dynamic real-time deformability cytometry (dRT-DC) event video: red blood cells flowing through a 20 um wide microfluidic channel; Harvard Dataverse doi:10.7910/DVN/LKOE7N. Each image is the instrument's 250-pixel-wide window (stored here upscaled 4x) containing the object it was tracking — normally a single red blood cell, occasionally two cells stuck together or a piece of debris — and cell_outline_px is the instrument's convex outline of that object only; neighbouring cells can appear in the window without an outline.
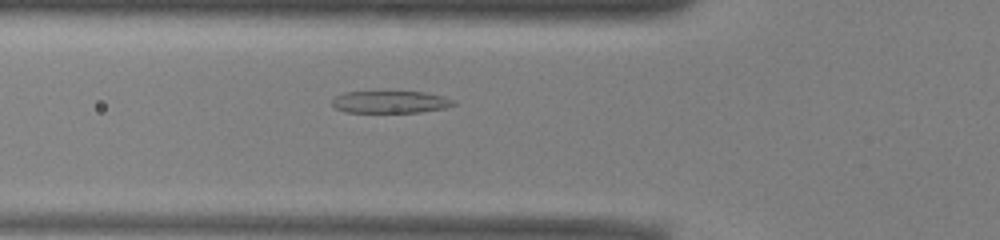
{"species": "common noctule bat (a hibernating species)", "species_latin": "Nyctalus noctula", "temperature_condition": "warm", "stored_images_in_passage": 36, "camera_frame_rate_fps": 3000, "um_per_image_px": 0.085, "animal": {"sex": "male", "body_mass_g": 13.0, "forearm_length_mm": 53.1}, "frame": {"image": 1, "passage_image": 8, "time_ms": 2.333, "image_size_px": [1000, 240], "cell_outline_px": [[456, 104], [444, 108], [420, 112], [344, 112], [336, 108], [332, 104], [332, 100], [336, 96], [344, 92], [424, 92], [444, 96], [456, 100]], "centroid_in_image_um": [33.21, 8.67], "position_along_channel_um": 92.6, "area_um2": 15.66}}
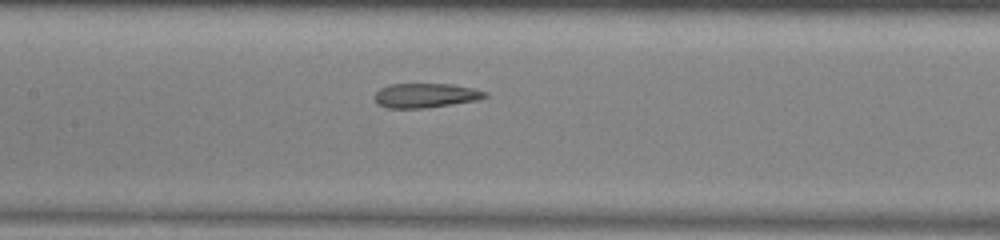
{"frame": {"image": 2, "passage_image": 14, "time_ms": 4.333, "image_size_px": [1000, 240], "cell_outline_px": [[488, 96], [476, 100], [452, 104], [424, 108], [388, 108], [376, 104], [376, 92], [380, 88], [388, 84], [452, 84], [472, 88], [488, 92]], "centroid_in_image_um": [36.17, 8.11], "position_along_channel_um": 171.2, "area_um2": 15.66}}
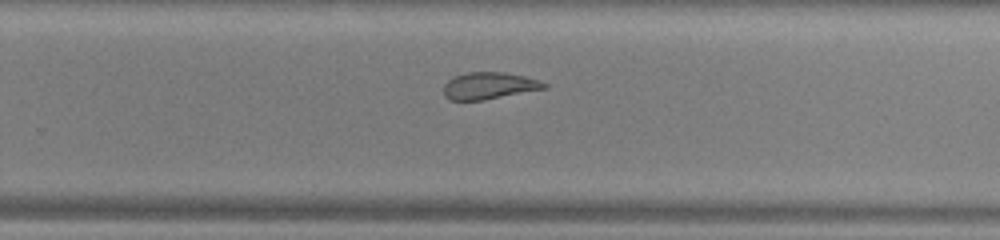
{"frame": {"image": 3, "passage_image": 23, "time_ms": 7.333, "image_size_px": [1000, 240], "cell_outline_px": [[548, 88], [484, 100], [448, 100], [444, 96], [444, 84], [448, 80], [456, 76], [468, 72], [504, 72], [524, 76], [540, 80], [548, 84]], "centroid_in_image_um": [41.59, 7.29], "position_along_channel_um": 288.2, "area_um2": 15.84}, "authors_computed_cell_mechanics": {"area_um2": 16.8487, "velocity_mm_per_s": 3.912, "shape_relaxation_time_tau1_ms": null, "shape_relaxation_time_tau2_ms": 1.4486, "deformation_change_tau1": null, "deformation_change_tau2": 0.099}}